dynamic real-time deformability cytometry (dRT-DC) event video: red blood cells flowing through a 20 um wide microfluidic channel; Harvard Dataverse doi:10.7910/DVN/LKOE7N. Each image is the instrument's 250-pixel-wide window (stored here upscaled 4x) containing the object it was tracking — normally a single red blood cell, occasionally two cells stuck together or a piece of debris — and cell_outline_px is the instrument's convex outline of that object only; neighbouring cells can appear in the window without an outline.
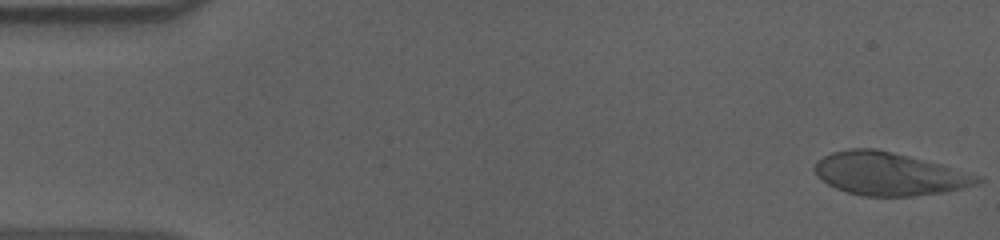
{"species": "human", "species_latin": "Homo sapiens", "temperature_condition": "cold", "stored_images_in_passage": 55, "camera_frame_rate_fps": 3000, "um_per_image_px": 0.085, "donor": {"sex": "male"}, "frame": {"image": 1, "passage_image": 1, "time_ms": 0.0, "image_size_px": [1000, 240], "cell_outline_px": [[984, 180], [976, 184], [944, 192], [912, 196], [864, 196], [848, 192], [836, 188], [820, 180], [816, 176], [812, 168], [816, 160], [832, 152], [852, 148], [876, 148], [940, 164], [980, 176]], "centroid_in_image_um": [75.51, 14.77], "position_along_channel_um": 9.5, "area_um2": 40.58}}
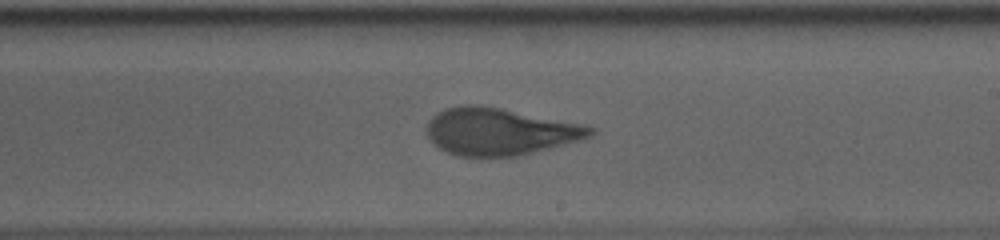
{"frame": {"image": 2, "passage_image": 32, "time_ms": 10.333, "image_size_px": [1000, 240], "cell_outline_px": [[596, 132], [592, 136], [580, 140], [516, 156], [456, 156], [440, 148], [428, 140], [424, 132], [424, 128], [428, 120], [436, 112], [444, 108], [464, 104], [476, 104], [500, 108], [588, 124], [596, 128]], "centroid_in_image_um": [42.45, 11.16], "position_along_channel_um": 246.6, "area_um2": 45.49}}
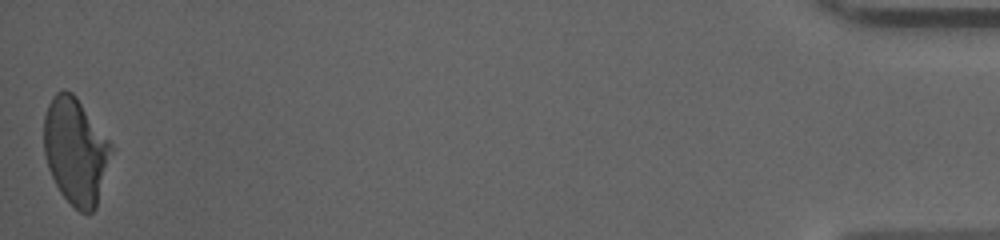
{"frame": {"image": 3, "passage_image": 55, "time_ms": 18.0, "image_size_px": [1000, 240], "cell_outline_px": [[112, 152], [96, 208], [92, 212], [80, 212], [60, 192], [48, 168], [44, 152], [44, 116], [48, 104], [52, 96], [56, 92], [64, 88], [72, 92], [76, 96], [112, 144]], "centroid_in_image_um": [6.42, 12.8], "position_along_channel_um": 428.8, "area_um2": 41.56}, "authors_computed_cell_mechanics": {"area_um2": 43.9858, "velocity_mm_per_s": 3.6199, "shape_relaxation_time_tau1_ms": 5.8993, "shape_relaxation_time_tau2_ms": 1.0361, "deformation_change_tau1": 0.1979, "deformation_change_tau2": 0.0532}}